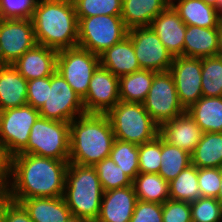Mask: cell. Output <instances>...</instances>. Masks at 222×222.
<instances>
[{"mask_svg":"<svg viewBox=\"0 0 222 222\" xmlns=\"http://www.w3.org/2000/svg\"><path fill=\"white\" fill-rule=\"evenodd\" d=\"M69 160L18 153L11 157V189L14 201L61 197Z\"/></svg>","mask_w":222,"mask_h":222,"instance_id":"6da1fadb","label":"cell"},{"mask_svg":"<svg viewBox=\"0 0 222 222\" xmlns=\"http://www.w3.org/2000/svg\"><path fill=\"white\" fill-rule=\"evenodd\" d=\"M31 19L37 44L57 51L77 47L78 18L72 0H37Z\"/></svg>","mask_w":222,"mask_h":222,"instance_id":"7a4b0ae2","label":"cell"},{"mask_svg":"<svg viewBox=\"0 0 222 222\" xmlns=\"http://www.w3.org/2000/svg\"><path fill=\"white\" fill-rule=\"evenodd\" d=\"M115 135L106 114L85 113L70 122L69 163L95 166L109 157Z\"/></svg>","mask_w":222,"mask_h":222,"instance_id":"3957f363","label":"cell"},{"mask_svg":"<svg viewBox=\"0 0 222 222\" xmlns=\"http://www.w3.org/2000/svg\"><path fill=\"white\" fill-rule=\"evenodd\" d=\"M103 193L94 166L69 163L63 199L72 215L95 222L99 216Z\"/></svg>","mask_w":222,"mask_h":222,"instance_id":"277c9868","label":"cell"},{"mask_svg":"<svg viewBox=\"0 0 222 222\" xmlns=\"http://www.w3.org/2000/svg\"><path fill=\"white\" fill-rule=\"evenodd\" d=\"M106 116L117 140L141 145L159 135L160 126L151 118L142 103L119 101Z\"/></svg>","mask_w":222,"mask_h":222,"instance_id":"5b68a950","label":"cell"},{"mask_svg":"<svg viewBox=\"0 0 222 222\" xmlns=\"http://www.w3.org/2000/svg\"><path fill=\"white\" fill-rule=\"evenodd\" d=\"M121 15L78 18L77 46L100 55L127 36Z\"/></svg>","mask_w":222,"mask_h":222,"instance_id":"8992f818","label":"cell"},{"mask_svg":"<svg viewBox=\"0 0 222 222\" xmlns=\"http://www.w3.org/2000/svg\"><path fill=\"white\" fill-rule=\"evenodd\" d=\"M70 123L38 117L27 146L20 152L57 160H69Z\"/></svg>","mask_w":222,"mask_h":222,"instance_id":"52a82bcc","label":"cell"},{"mask_svg":"<svg viewBox=\"0 0 222 222\" xmlns=\"http://www.w3.org/2000/svg\"><path fill=\"white\" fill-rule=\"evenodd\" d=\"M99 65V55L78 46L58 51L56 58V71L82 100L87 95L90 80Z\"/></svg>","mask_w":222,"mask_h":222,"instance_id":"ba28073f","label":"cell"},{"mask_svg":"<svg viewBox=\"0 0 222 222\" xmlns=\"http://www.w3.org/2000/svg\"><path fill=\"white\" fill-rule=\"evenodd\" d=\"M39 116V109L29 104L0 111V148L11 157L20 153Z\"/></svg>","mask_w":222,"mask_h":222,"instance_id":"9c48e42d","label":"cell"},{"mask_svg":"<svg viewBox=\"0 0 222 222\" xmlns=\"http://www.w3.org/2000/svg\"><path fill=\"white\" fill-rule=\"evenodd\" d=\"M81 97L67 81L55 71L50 76L46 103L39 109L40 117L70 123L85 114Z\"/></svg>","mask_w":222,"mask_h":222,"instance_id":"30bf717a","label":"cell"},{"mask_svg":"<svg viewBox=\"0 0 222 222\" xmlns=\"http://www.w3.org/2000/svg\"><path fill=\"white\" fill-rule=\"evenodd\" d=\"M143 105L159 126L186 112L179 101L174 78L169 70L155 73Z\"/></svg>","mask_w":222,"mask_h":222,"instance_id":"8fae6325","label":"cell"},{"mask_svg":"<svg viewBox=\"0 0 222 222\" xmlns=\"http://www.w3.org/2000/svg\"><path fill=\"white\" fill-rule=\"evenodd\" d=\"M37 44L31 18H0V64H13Z\"/></svg>","mask_w":222,"mask_h":222,"instance_id":"7c38bea8","label":"cell"},{"mask_svg":"<svg viewBox=\"0 0 222 222\" xmlns=\"http://www.w3.org/2000/svg\"><path fill=\"white\" fill-rule=\"evenodd\" d=\"M141 69L162 72L170 70L174 57L151 27L128 30Z\"/></svg>","mask_w":222,"mask_h":222,"instance_id":"4fadbf2b","label":"cell"},{"mask_svg":"<svg viewBox=\"0 0 222 222\" xmlns=\"http://www.w3.org/2000/svg\"><path fill=\"white\" fill-rule=\"evenodd\" d=\"M202 58L176 56L170 66L179 101L187 110L203 96L201 86Z\"/></svg>","mask_w":222,"mask_h":222,"instance_id":"5bb4252c","label":"cell"},{"mask_svg":"<svg viewBox=\"0 0 222 222\" xmlns=\"http://www.w3.org/2000/svg\"><path fill=\"white\" fill-rule=\"evenodd\" d=\"M120 101L119 78L99 65L83 99L86 113L106 114Z\"/></svg>","mask_w":222,"mask_h":222,"instance_id":"9a60e30c","label":"cell"},{"mask_svg":"<svg viewBox=\"0 0 222 222\" xmlns=\"http://www.w3.org/2000/svg\"><path fill=\"white\" fill-rule=\"evenodd\" d=\"M137 202L133 184L104 191L99 216L95 222H129Z\"/></svg>","mask_w":222,"mask_h":222,"instance_id":"2e32d148","label":"cell"},{"mask_svg":"<svg viewBox=\"0 0 222 222\" xmlns=\"http://www.w3.org/2000/svg\"><path fill=\"white\" fill-rule=\"evenodd\" d=\"M150 27L173 57L183 56L187 25L171 5L152 20Z\"/></svg>","mask_w":222,"mask_h":222,"instance_id":"e0dca14e","label":"cell"},{"mask_svg":"<svg viewBox=\"0 0 222 222\" xmlns=\"http://www.w3.org/2000/svg\"><path fill=\"white\" fill-rule=\"evenodd\" d=\"M203 131L187 113L173 118L160 126L159 135L171 145L192 154L202 138Z\"/></svg>","mask_w":222,"mask_h":222,"instance_id":"ac0fdd59","label":"cell"},{"mask_svg":"<svg viewBox=\"0 0 222 222\" xmlns=\"http://www.w3.org/2000/svg\"><path fill=\"white\" fill-rule=\"evenodd\" d=\"M58 51L36 44L12 65L27 80L51 76L56 71Z\"/></svg>","mask_w":222,"mask_h":222,"instance_id":"d6986e66","label":"cell"},{"mask_svg":"<svg viewBox=\"0 0 222 222\" xmlns=\"http://www.w3.org/2000/svg\"><path fill=\"white\" fill-rule=\"evenodd\" d=\"M99 57L100 65L118 78L141 70L128 35L111 48L106 49Z\"/></svg>","mask_w":222,"mask_h":222,"instance_id":"ffe728a7","label":"cell"},{"mask_svg":"<svg viewBox=\"0 0 222 222\" xmlns=\"http://www.w3.org/2000/svg\"><path fill=\"white\" fill-rule=\"evenodd\" d=\"M28 81L11 64H0V111L27 104Z\"/></svg>","mask_w":222,"mask_h":222,"instance_id":"44dd1931","label":"cell"},{"mask_svg":"<svg viewBox=\"0 0 222 222\" xmlns=\"http://www.w3.org/2000/svg\"><path fill=\"white\" fill-rule=\"evenodd\" d=\"M170 5L186 25L219 28L222 23L216 8L203 0H170Z\"/></svg>","mask_w":222,"mask_h":222,"instance_id":"7402d4cb","label":"cell"},{"mask_svg":"<svg viewBox=\"0 0 222 222\" xmlns=\"http://www.w3.org/2000/svg\"><path fill=\"white\" fill-rule=\"evenodd\" d=\"M20 204L33 222H66L72 215L63 196L23 199Z\"/></svg>","mask_w":222,"mask_h":222,"instance_id":"603a6c76","label":"cell"},{"mask_svg":"<svg viewBox=\"0 0 222 222\" xmlns=\"http://www.w3.org/2000/svg\"><path fill=\"white\" fill-rule=\"evenodd\" d=\"M170 5V0H123L122 14L126 28L150 27L152 20Z\"/></svg>","mask_w":222,"mask_h":222,"instance_id":"cb8c5ba5","label":"cell"},{"mask_svg":"<svg viewBox=\"0 0 222 222\" xmlns=\"http://www.w3.org/2000/svg\"><path fill=\"white\" fill-rule=\"evenodd\" d=\"M218 28L187 25L184 35L183 56L206 58L217 56Z\"/></svg>","mask_w":222,"mask_h":222,"instance_id":"d4e9b609","label":"cell"},{"mask_svg":"<svg viewBox=\"0 0 222 222\" xmlns=\"http://www.w3.org/2000/svg\"><path fill=\"white\" fill-rule=\"evenodd\" d=\"M186 112L203 132L222 133V97L202 96Z\"/></svg>","mask_w":222,"mask_h":222,"instance_id":"484cf974","label":"cell"},{"mask_svg":"<svg viewBox=\"0 0 222 222\" xmlns=\"http://www.w3.org/2000/svg\"><path fill=\"white\" fill-rule=\"evenodd\" d=\"M155 73V71L141 69L120 77V101L143 104L152 86Z\"/></svg>","mask_w":222,"mask_h":222,"instance_id":"4316f807","label":"cell"},{"mask_svg":"<svg viewBox=\"0 0 222 222\" xmlns=\"http://www.w3.org/2000/svg\"><path fill=\"white\" fill-rule=\"evenodd\" d=\"M191 158L197 168H222V133L204 132Z\"/></svg>","mask_w":222,"mask_h":222,"instance_id":"83f0119b","label":"cell"},{"mask_svg":"<svg viewBox=\"0 0 222 222\" xmlns=\"http://www.w3.org/2000/svg\"><path fill=\"white\" fill-rule=\"evenodd\" d=\"M137 200L163 204L169 198V182L155 173H139L132 181Z\"/></svg>","mask_w":222,"mask_h":222,"instance_id":"f1b7e54d","label":"cell"},{"mask_svg":"<svg viewBox=\"0 0 222 222\" xmlns=\"http://www.w3.org/2000/svg\"><path fill=\"white\" fill-rule=\"evenodd\" d=\"M161 166L159 175L167 182L175 179L182 170L192 164L191 154L171 145L161 137Z\"/></svg>","mask_w":222,"mask_h":222,"instance_id":"f546056e","label":"cell"},{"mask_svg":"<svg viewBox=\"0 0 222 222\" xmlns=\"http://www.w3.org/2000/svg\"><path fill=\"white\" fill-rule=\"evenodd\" d=\"M200 197L198 168L192 164L169 182V198L171 200L192 203Z\"/></svg>","mask_w":222,"mask_h":222,"instance_id":"4dcf8cb0","label":"cell"},{"mask_svg":"<svg viewBox=\"0 0 222 222\" xmlns=\"http://www.w3.org/2000/svg\"><path fill=\"white\" fill-rule=\"evenodd\" d=\"M109 157L132 181L139 174L138 145L115 139Z\"/></svg>","mask_w":222,"mask_h":222,"instance_id":"1f68e13d","label":"cell"},{"mask_svg":"<svg viewBox=\"0 0 222 222\" xmlns=\"http://www.w3.org/2000/svg\"><path fill=\"white\" fill-rule=\"evenodd\" d=\"M201 86L204 97H222V57L202 58Z\"/></svg>","mask_w":222,"mask_h":222,"instance_id":"d6a6232c","label":"cell"},{"mask_svg":"<svg viewBox=\"0 0 222 222\" xmlns=\"http://www.w3.org/2000/svg\"><path fill=\"white\" fill-rule=\"evenodd\" d=\"M103 191L124 188L132 185V180L107 157L95 166Z\"/></svg>","mask_w":222,"mask_h":222,"instance_id":"836d02e7","label":"cell"},{"mask_svg":"<svg viewBox=\"0 0 222 222\" xmlns=\"http://www.w3.org/2000/svg\"><path fill=\"white\" fill-rule=\"evenodd\" d=\"M77 18L96 15H121L123 0H72Z\"/></svg>","mask_w":222,"mask_h":222,"instance_id":"e575fe53","label":"cell"},{"mask_svg":"<svg viewBox=\"0 0 222 222\" xmlns=\"http://www.w3.org/2000/svg\"><path fill=\"white\" fill-rule=\"evenodd\" d=\"M139 173H159L161 166V136L138 145Z\"/></svg>","mask_w":222,"mask_h":222,"instance_id":"d590c367","label":"cell"},{"mask_svg":"<svg viewBox=\"0 0 222 222\" xmlns=\"http://www.w3.org/2000/svg\"><path fill=\"white\" fill-rule=\"evenodd\" d=\"M192 222H222V204L213 197H200L190 203Z\"/></svg>","mask_w":222,"mask_h":222,"instance_id":"8d00e7d4","label":"cell"},{"mask_svg":"<svg viewBox=\"0 0 222 222\" xmlns=\"http://www.w3.org/2000/svg\"><path fill=\"white\" fill-rule=\"evenodd\" d=\"M201 197L217 198L221 188V168H198Z\"/></svg>","mask_w":222,"mask_h":222,"instance_id":"74e56055","label":"cell"},{"mask_svg":"<svg viewBox=\"0 0 222 222\" xmlns=\"http://www.w3.org/2000/svg\"><path fill=\"white\" fill-rule=\"evenodd\" d=\"M37 0H0V18H31Z\"/></svg>","mask_w":222,"mask_h":222,"instance_id":"f35d334b","label":"cell"},{"mask_svg":"<svg viewBox=\"0 0 222 222\" xmlns=\"http://www.w3.org/2000/svg\"><path fill=\"white\" fill-rule=\"evenodd\" d=\"M163 222H192L190 203L168 199L162 204Z\"/></svg>","mask_w":222,"mask_h":222,"instance_id":"ab89813d","label":"cell"},{"mask_svg":"<svg viewBox=\"0 0 222 222\" xmlns=\"http://www.w3.org/2000/svg\"><path fill=\"white\" fill-rule=\"evenodd\" d=\"M129 222H163L162 204L137 200Z\"/></svg>","mask_w":222,"mask_h":222,"instance_id":"60d3db41","label":"cell"},{"mask_svg":"<svg viewBox=\"0 0 222 222\" xmlns=\"http://www.w3.org/2000/svg\"><path fill=\"white\" fill-rule=\"evenodd\" d=\"M48 86H50V76L29 80L27 84V104L40 109L47 101Z\"/></svg>","mask_w":222,"mask_h":222,"instance_id":"b9f144b4","label":"cell"},{"mask_svg":"<svg viewBox=\"0 0 222 222\" xmlns=\"http://www.w3.org/2000/svg\"><path fill=\"white\" fill-rule=\"evenodd\" d=\"M11 188V156L0 148V189Z\"/></svg>","mask_w":222,"mask_h":222,"instance_id":"7bdbcfd3","label":"cell"},{"mask_svg":"<svg viewBox=\"0 0 222 222\" xmlns=\"http://www.w3.org/2000/svg\"><path fill=\"white\" fill-rule=\"evenodd\" d=\"M4 222H33L28 214V212L24 209V207L17 202H13V204L8 208Z\"/></svg>","mask_w":222,"mask_h":222,"instance_id":"ee69618b","label":"cell"},{"mask_svg":"<svg viewBox=\"0 0 222 222\" xmlns=\"http://www.w3.org/2000/svg\"><path fill=\"white\" fill-rule=\"evenodd\" d=\"M14 197L11 188L0 189V222H4L8 208L13 204Z\"/></svg>","mask_w":222,"mask_h":222,"instance_id":"f6af8a7d","label":"cell"},{"mask_svg":"<svg viewBox=\"0 0 222 222\" xmlns=\"http://www.w3.org/2000/svg\"><path fill=\"white\" fill-rule=\"evenodd\" d=\"M217 56L222 57V23L218 28V51Z\"/></svg>","mask_w":222,"mask_h":222,"instance_id":"bcb514c9","label":"cell"},{"mask_svg":"<svg viewBox=\"0 0 222 222\" xmlns=\"http://www.w3.org/2000/svg\"><path fill=\"white\" fill-rule=\"evenodd\" d=\"M66 222H91V221L82 217L71 215Z\"/></svg>","mask_w":222,"mask_h":222,"instance_id":"7dc6e473","label":"cell"},{"mask_svg":"<svg viewBox=\"0 0 222 222\" xmlns=\"http://www.w3.org/2000/svg\"><path fill=\"white\" fill-rule=\"evenodd\" d=\"M206 4L211 5L218 11V0H203Z\"/></svg>","mask_w":222,"mask_h":222,"instance_id":"c3c4849f","label":"cell"},{"mask_svg":"<svg viewBox=\"0 0 222 222\" xmlns=\"http://www.w3.org/2000/svg\"><path fill=\"white\" fill-rule=\"evenodd\" d=\"M216 199L222 204V168H221V188L218 197Z\"/></svg>","mask_w":222,"mask_h":222,"instance_id":"681fc988","label":"cell"},{"mask_svg":"<svg viewBox=\"0 0 222 222\" xmlns=\"http://www.w3.org/2000/svg\"><path fill=\"white\" fill-rule=\"evenodd\" d=\"M218 14L222 17V0H218Z\"/></svg>","mask_w":222,"mask_h":222,"instance_id":"f907efd6","label":"cell"}]
</instances>
